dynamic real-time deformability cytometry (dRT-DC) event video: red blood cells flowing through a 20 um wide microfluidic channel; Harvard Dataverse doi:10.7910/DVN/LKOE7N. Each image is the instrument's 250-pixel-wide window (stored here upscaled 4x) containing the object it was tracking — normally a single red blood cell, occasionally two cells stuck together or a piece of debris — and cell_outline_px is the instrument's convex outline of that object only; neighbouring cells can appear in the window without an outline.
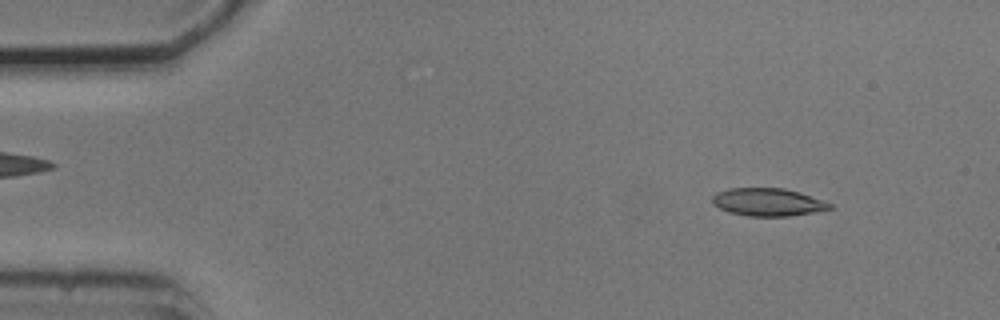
{"species": "common noctule bat (a hibernating species)", "species_latin": "Nyctalus noctula", "temperature_condition": "cold", "stored_images_in_passage": 52, "camera_frame_rate_fps": 3000, "um_per_image_px": 0.085, "animal": {"sex": "male", "body_mass_g": 20.5, "forearm_length_mm": 52.5}, "frame": {"image": 1, "passage_image": 5, "time_ms": 1.333, "image_size_px": [1000, 320], "cell_outline_px": [[832, 208], [812, 212], [788, 216], [748, 216], [728, 212], [712, 204], [712, 196], [716, 192], [728, 188], [784, 188], [800, 192], [824, 200], [832, 204]], "centroid_in_image_um": [65.24, 17.17], "position_along_channel_um": 19.8, "area_um2": 19.07}}
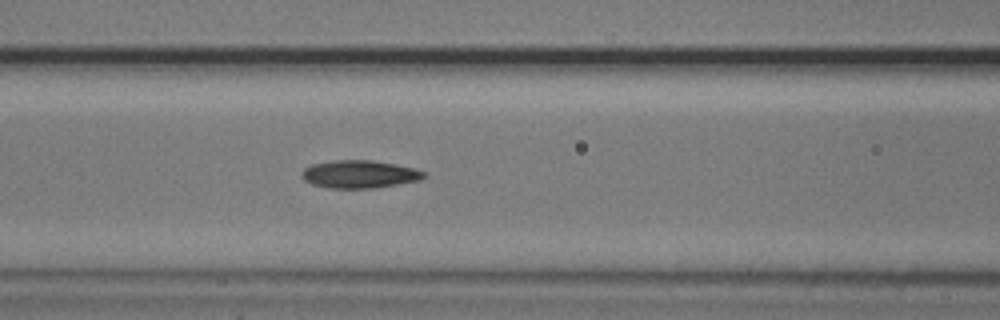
{"frame": {"image": 2, "passage_image": 21, "time_ms": 6.667, "image_size_px": [1000, 320], "cell_outline_px": [[428, 176], [420, 180], [372, 188], [328, 188], [312, 184], [304, 180], [300, 176], [300, 172], [304, 168], [312, 164], [336, 160], [372, 160], [396, 164], [428, 172]], "centroid_in_image_um": [30.55, 14.8], "position_along_channel_um": 136.1, "area_um2": 19.88}}
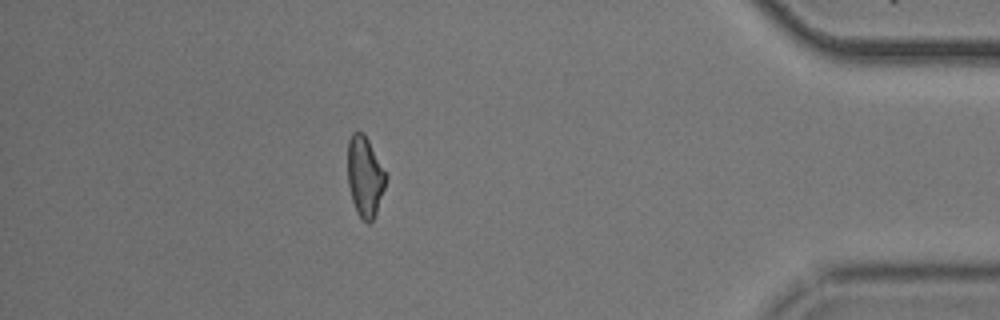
{"frame": {"image": 3, "passage_image": 46, "time_ms": 15.0, "image_size_px": [1000, 320], "cell_outline_px": [[388, 176], [376, 212], [372, 220], [368, 224], [356, 212], [352, 200], [348, 184], [348, 140], [352, 132], [364, 132], [388, 172]], "centroid_in_image_um": [31.04, 14.95], "position_along_channel_um": 404.2, "area_um2": 18.15}, "authors_computed_cell_mechanics": {"area_um2": 19.0162, "velocity_mm_per_s": 3.7593, "shape_relaxation_time_tau1_ms": 3.4388, "shape_relaxation_time_tau2_ms": 4.3968, "deformation_change_tau1": 0.1313, "deformation_change_tau2": 0.1266}}